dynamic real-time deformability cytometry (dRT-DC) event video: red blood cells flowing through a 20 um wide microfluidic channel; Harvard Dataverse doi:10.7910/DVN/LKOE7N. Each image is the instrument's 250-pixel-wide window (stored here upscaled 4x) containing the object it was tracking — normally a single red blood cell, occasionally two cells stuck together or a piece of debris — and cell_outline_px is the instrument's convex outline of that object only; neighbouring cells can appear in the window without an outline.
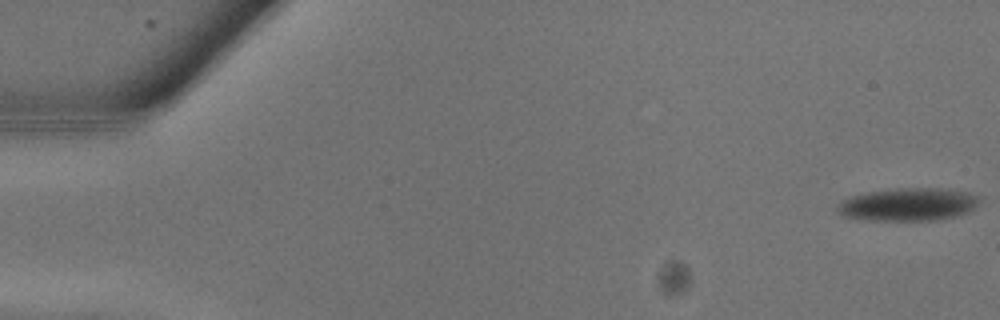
{"species": "common noctule bat (a hibernating species)", "species_latin": "Nyctalus noctula", "temperature_condition": "warm", "stored_images_in_passage": 12, "camera_frame_rate_fps": 3000, "um_per_image_px": 0.085, "animal": {"sex": "male", "body_mass_g": 13.3}, "frame": {"image": 1, "passage_image": 1, "time_ms": 0.0, "image_size_px": [1000, 320], "cell_outline_px": [[980, 200], [968, 212], [956, 216], [932, 220], [868, 220], [844, 216], [836, 208], [844, 200], [852, 196], [868, 192], [896, 188], [940, 188], [968, 192], [976, 196]], "centroid_in_image_um": [77.21, 17.37], "position_along_channel_um": 7.8, "area_um2": 26.76}}
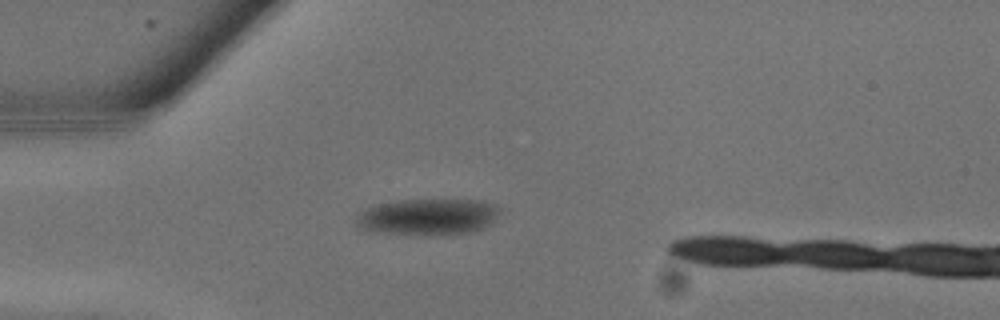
{"frame": {"image": 2, "passage_image": 8, "time_ms": 2.333, "image_size_px": [1000, 320], "cell_outline_px": [[500, 208], [492, 220], [484, 228], [472, 232], [380, 232], [364, 228], [356, 224], [356, 220], [368, 208], [380, 204], [400, 200], [476, 200], [492, 204]], "centroid_in_image_um": [36.42, 18.38], "position_along_channel_um": 48.6, "area_um2": 28.44}}
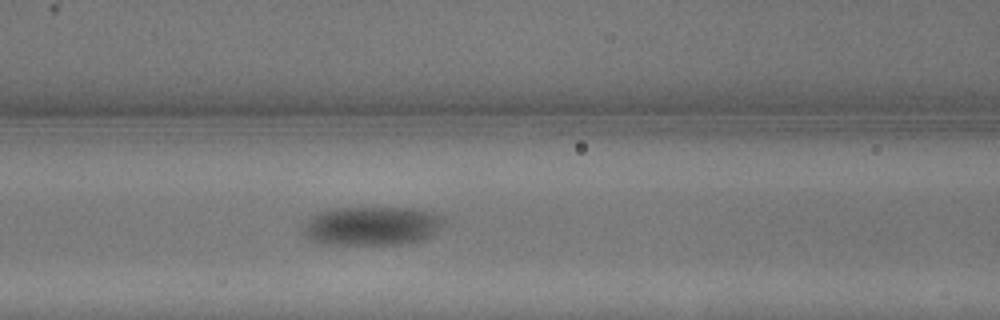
{"frame": {"image": 3, "passage_image": 12, "time_ms": 3.667, "image_size_px": [1000, 320], "cell_outline_px": [[444, 224], [432, 236], [424, 240], [408, 244], [316, 244], [304, 232], [304, 228], [308, 220], [312, 216], [320, 212], [332, 208], [408, 208], [432, 212], [444, 216]], "centroid_in_image_um": [31.67, 19.21], "position_along_channel_um": 134.9, "area_um2": 31.96}}